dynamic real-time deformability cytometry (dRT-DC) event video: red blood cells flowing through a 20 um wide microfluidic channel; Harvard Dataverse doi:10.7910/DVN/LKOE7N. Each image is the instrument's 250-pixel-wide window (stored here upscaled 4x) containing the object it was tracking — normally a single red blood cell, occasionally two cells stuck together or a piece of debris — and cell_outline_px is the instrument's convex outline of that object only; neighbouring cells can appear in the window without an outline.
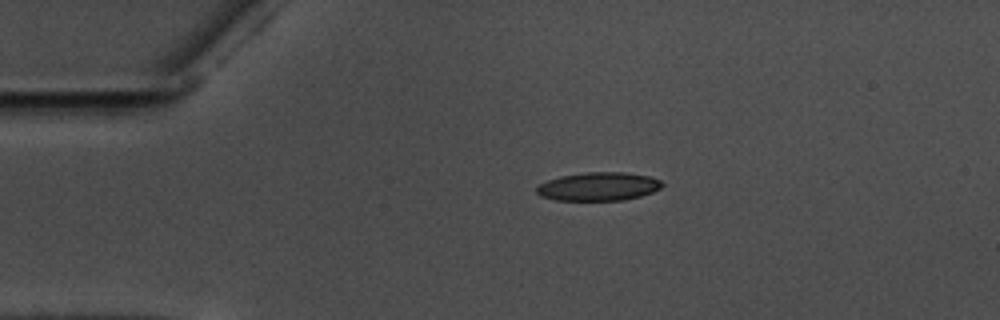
{"species": "common noctule bat (a hibernating species)", "species_latin": "Nyctalus noctula", "temperature_condition": "warm", "stored_images_in_passage": 46, "camera_frame_rate_fps": 3000, "um_per_image_px": 0.085, "animal": {"sex": "male", "body_mass_g": 17.5, "forearm_length_mm": 52.3}, "frame": {"image": 1, "passage_image": 1, "time_ms": 0.0, "image_size_px": [1000, 320], "cell_outline_px": [[664, 184], [660, 188], [652, 192], [640, 196], [624, 200], [556, 200], [540, 196], [536, 192], [536, 188], [540, 184], [548, 180], [560, 176], [584, 172], [624, 172], [648, 176], [660, 180]], "centroid_in_image_um": [50.86, 15.85], "position_along_channel_um": 34.1, "area_um2": 20.75}}
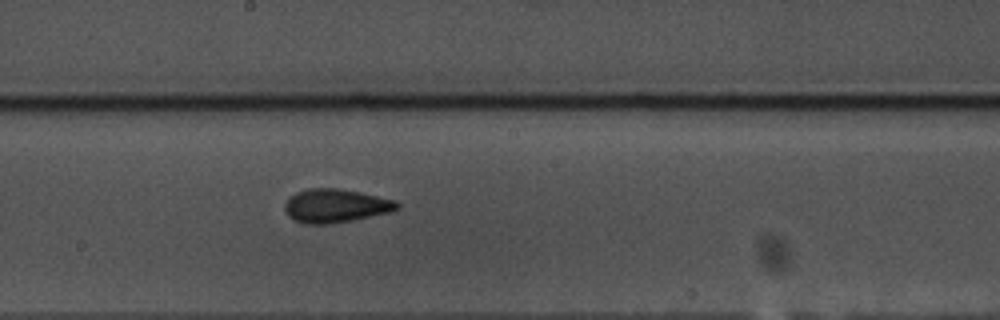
{"frame": {"image": 2, "passage_image": 20, "time_ms": 6.333, "image_size_px": [1000, 320], "cell_outline_px": [[400, 208], [388, 212], [352, 220], [328, 224], [304, 224], [292, 220], [288, 216], [284, 208], [284, 204], [296, 192], [308, 188], [340, 188], [360, 192], [396, 200], [400, 204]], "centroid_in_image_um": [28.51, 17.49], "position_along_channel_um": 219.7, "area_um2": 22.02}}
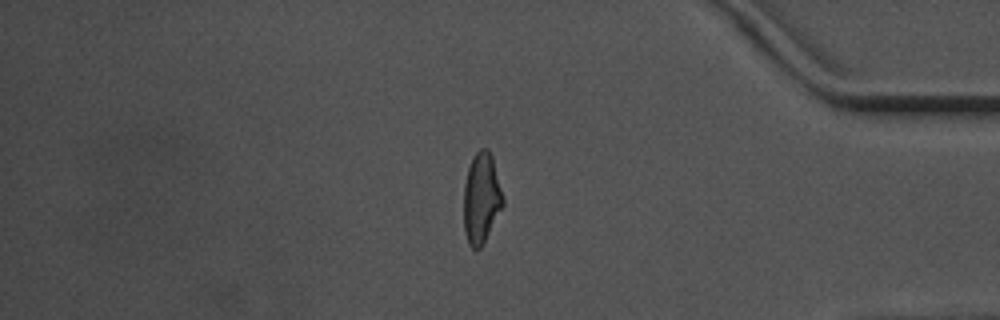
{"frame": {"image": 3, "passage_image": 37, "time_ms": 12.0, "image_size_px": [1000, 320], "cell_outline_px": [[504, 204], [480, 248], [472, 248], [468, 244], [464, 232], [464, 184], [468, 168], [472, 156], [480, 148], [488, 148], [492, 156], [504, 200]], "centroid_in_image_um": [40.9, 16.81], "position_along_channel_um": 394.3, "area_um2": 20.58}, "authors_computed_cell_mechanics": {"area_um2": 21.0392, "velocity_mm_per_s": 3.5765, "shape_relaxation_time_tau1_ms": 7.8641, "shape_relaxation_time_tau2_ms": 1.9857, "deformation_change_tau1": 0.2054, "deformation_change_tau2": 0.095}}